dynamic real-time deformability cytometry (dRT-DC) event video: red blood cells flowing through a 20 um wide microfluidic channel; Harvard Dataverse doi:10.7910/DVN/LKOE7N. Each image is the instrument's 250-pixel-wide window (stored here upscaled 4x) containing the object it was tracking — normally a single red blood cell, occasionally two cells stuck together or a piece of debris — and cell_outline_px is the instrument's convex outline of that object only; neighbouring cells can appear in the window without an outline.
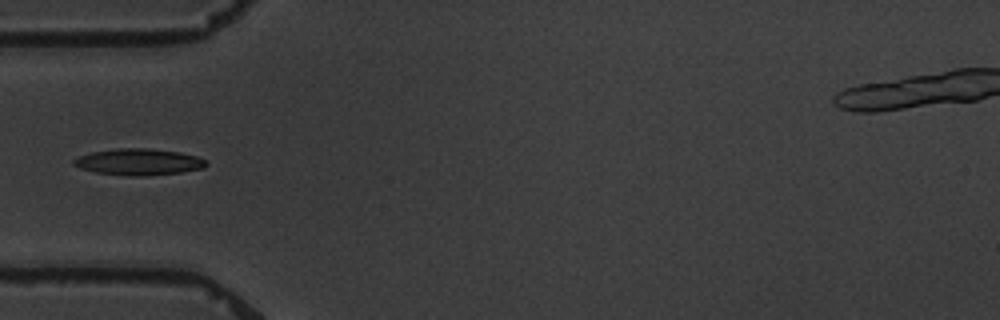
{"species": "common noctule bat (a hibernating species)", "species_latin": "Nyctalus noctula", "temperature_condition": "warm", "stored_images_in_passage": 9, "camera_frame_rate_fps": 3000, "um_per_image_px": 0.085, "animal": {"sex": "male", "body_mass_g": 19.5, "forearm_length_mm": 54.6}, "frame": {"image": 1, "passage_image": 6, "time_ms": 5.667, "image_size_px": [1000, 320], "cell_outline_px": [[208, 164], [204, 168], [180, 172], [144, 176], [128, 176], [96, 172], [80, 168], [72, 164], [72, 160], [80, 156], [92, 152], [116, 148], [148, 148], [180, 152], [196, 156], [204, 160]], "centroid_in_image_um": [11.78, 13.76], "position_along_channel_um": 73.2, "area_um2": 20.35}}
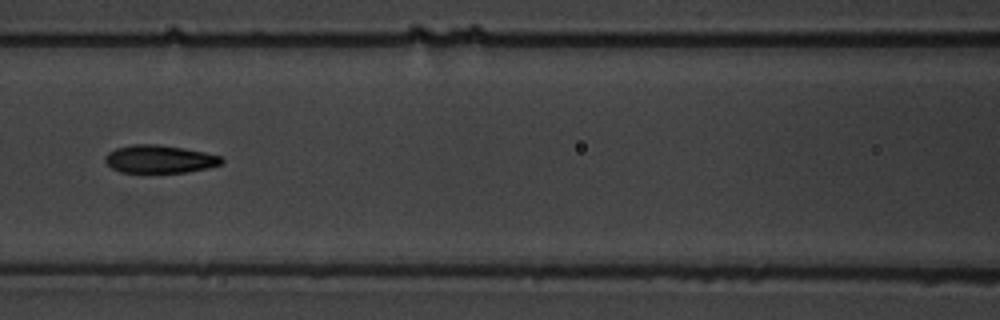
{"frame": {"image": 2, "passage_image": 8, "time_ms": 8.0, "image_size_px": [1000, 320], "cell_outline_px": [[224, 160], [220, 164], [208, 168], [184, 172], [120, 172], [112, 168], [104, 160], [104, 156], [108, 152], [116, 148], [132, 144], [156, 144], [184, 148], [204, 152], [220, 156]], "centroid_in_image_um": [13.53, 13.51], "position_along_channel_um": 153.1, "area_um2": 18.84}}
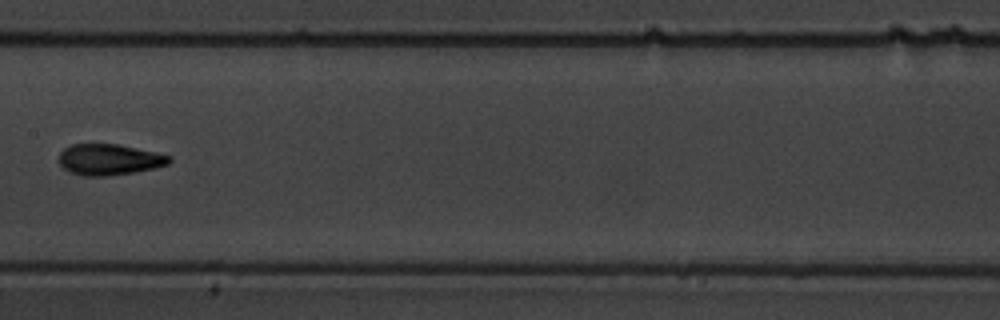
{"frame": {"image": 3, "passage_image": 9, "time_ms": 9.333, "image_size_px": [1000, 320], "cell_outline_px": [[172, 160], [168, 164], [152, 168], [132, 172], [108, 176], [84, 176], [68, 172], [60, 164], [60, 152], [64, 148], [72, 144], [120, 144], [156, 152], [172, 156]], "centroid_in_image_um": [9.28, 13.55], "position_along_channel_um": 198.1, "area_um2": 19.94}}